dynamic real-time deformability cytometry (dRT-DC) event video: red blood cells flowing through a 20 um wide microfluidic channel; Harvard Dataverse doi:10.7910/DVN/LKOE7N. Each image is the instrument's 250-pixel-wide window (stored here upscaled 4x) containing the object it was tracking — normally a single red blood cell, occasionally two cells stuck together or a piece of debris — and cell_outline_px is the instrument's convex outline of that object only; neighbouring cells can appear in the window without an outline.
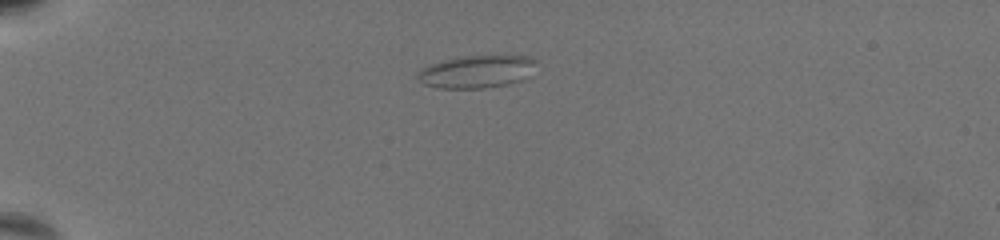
{"species": "common noctule bat (a hibernating species)", "species_latin": "Nyctalus noctula", "temperature_condition": "warm", "stored_images_in_passage": 50, "camera_frame_rate_fps": 3000, "um_per_image_px": 0.085, "animal": {"sex": "female", "body_mass_g": 19.5, "forearm_length_mm": 54.1}, "frame": {"image": 1, "passage_image": 1, "time_ms": 0.0, "image_size_px": [1000, 240], "cell_outline_px": [[536, 60], [528, 76], [520, 80], [508, 84], [484, 88], [440, 88], [424, 84], [416, 76], [424, 68], [432, 64], [444, 60], [460, 56], [528, 56]], "centroid_in_image_um": [40.52, 6.09], "position_along_channel_um": 44.5, "area_um2": 22.08}}
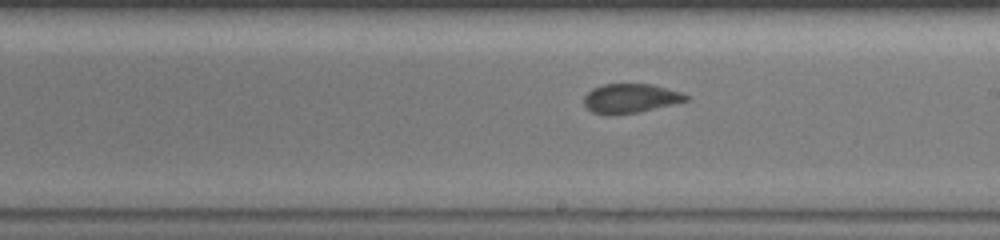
{"frame": {"image": 2, "passage_image": 24, "time_ms": 7.667, "image_size_px": [1000, 240], "cell_outline_px": [[688, 100], [640, 112], [608, 116], [604, 116], [592, 112], [584, 104], [584, 96], [592, 88], [604, 84], [652, 84], [680, 92], [688, 96]], "centroid_in_image_um": [53.54, 8.37], "position_along_channel_um": 235.5, "area_um2": 17.46}}
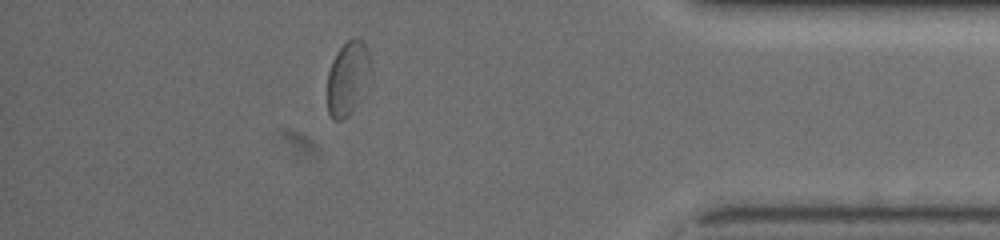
{"frame": {"image": 3, "passage_image": 43, "time_ms": 14.0, "image_size_px": [1000, 240], "cell_outline_px": [[368, 64], [356, 104], [348, 116], [344, 120], [332, 120], [328, 112], [328, 72], [332, 60], [336, 52], [352, 36], [360, 40], [368, 48]], "centroid_in_image_um": [29.45, 6.63], "position_along_channel_um": 405.7, "area_um2": 17.46}, "authors_computed_cell_mechanics": {"area_um2": 18.1781, "velocity_mm_per_s": 3.1284, "shape_relaxation_time_tau1_ms": null, "shape_relaxation_time_tau2_ms": 1.5865, "deformation_change_tau1": null, "deformation_change_tau2": 0.0643}}